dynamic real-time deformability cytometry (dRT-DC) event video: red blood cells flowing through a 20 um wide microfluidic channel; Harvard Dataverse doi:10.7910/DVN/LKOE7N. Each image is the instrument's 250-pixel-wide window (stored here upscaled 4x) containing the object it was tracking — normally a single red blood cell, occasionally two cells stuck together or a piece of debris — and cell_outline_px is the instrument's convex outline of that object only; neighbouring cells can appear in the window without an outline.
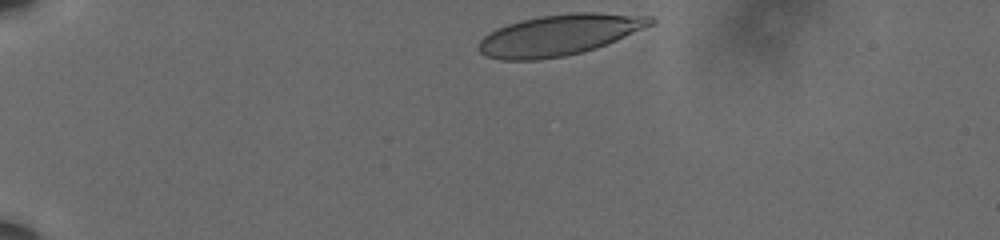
{"species": "human", "species_latin": "Homo sapiens", "temperature_condition": "cold", "stored_images_in_passage": 39, "camera_frame_rate_fps": 3000, "um_per_image_px": 0.085, "donor": {"sex": "male"}, "frame": {"image": 1, "passage_image": 1, "time_ms": 0.0, "image_size_px": [1000, 240], "cell_outline_px": [[656, 20], [652, 24], [616, 40], [596, 48], [564, 56], [540, 60], [500, 60], [484, 56], [476, 48], [480, 40], [488, 32], [508, 24], [520, 20], [540, 16], [572, 12], [600, 12], [652, 16]], "centroid_in_image_um": [47.5, 2.97], "position_along_channel_um": 37.5, "area_um2": 41.1}}
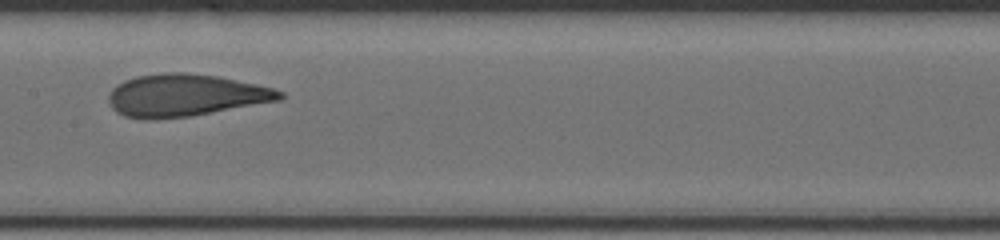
{"frame": {"image": 2, "passage_image": 20, "time_ms": 6.333, "image_size_px": [1000, 240], "cell_outline_px": [[284, 96], [280, 100], [192, 116], [148, 120], [124, 116], [116, 112], [108, 104], [108, 92], [116, 84], [124, 80], [136, 76], [164, 72], [184, 72], [220, 76], [256, 84], [272, 88], [284, 92]], "centroid_in_image_um": [15.71, 8.1], "position_along_channel_um": 191.7, "area_um2": 42.54}}
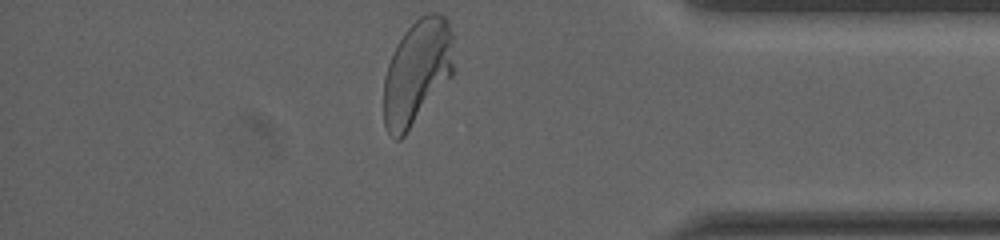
{"frame": {"image": 3, "passage_image": 39, "time_ms": 12.667, "image_size_px": [1000, 240], "cell_outline_px": [[452, 76], [404, 136], [400, 140], [396, 140], [388, 132], [384, 124], [384, 76], [388, 64], [396, 44], [404, 32], [420, 16], [428, 12], [440, 12], [444, 16], [448, 24], [452, 36]], "centroid_in_image_um": [35.43, 6.12], "position_along_channel_um": 399.8, "area_um2": 42.54}, "authors_computed_cell_mechanics": {"area_um2": 41.616, "velocity_mm_per_s": 3.5845, "shape_relaxation_time_tau1_ms": 6.3791, "shape_relaxation_time_tau2_ms": 0.806, "deformation_change_tau1": 0.1962, "deformation_change_tau2": 0.0662}}